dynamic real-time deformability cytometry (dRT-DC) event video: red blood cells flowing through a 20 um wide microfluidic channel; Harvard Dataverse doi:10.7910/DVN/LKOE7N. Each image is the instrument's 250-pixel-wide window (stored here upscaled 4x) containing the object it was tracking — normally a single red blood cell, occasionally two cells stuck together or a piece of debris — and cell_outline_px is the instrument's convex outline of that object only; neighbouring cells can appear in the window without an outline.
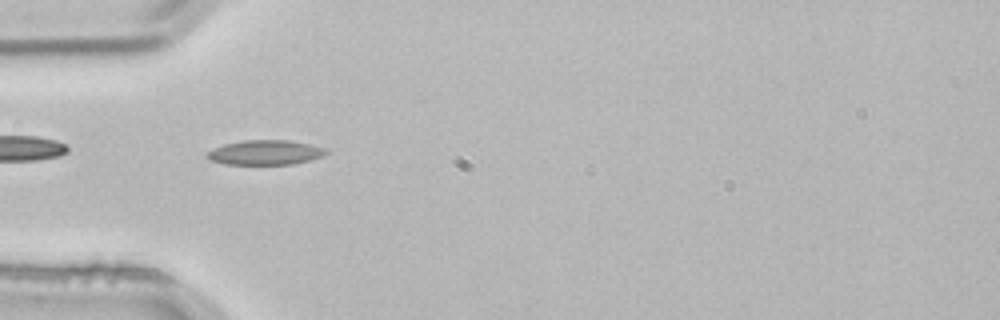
{"species": "common noctule bat (a hibernating species)", "species_latin": "Nyctalus noctula", "temperature_condition": "room temperature", "stored_images_in_passage": 3, "camera_frame_rate_fps": 3000, "um_per_image_px": 0.085, "animal": {"sex": "male", "body_mass_g": 21.5, "forearm_length_mm": 52.0}, "frame": {"image": 1, "passage_image": 2, "time_ms": 0.333, "image_size_px": [1000, 320], "cell_outline_px": [[328, 152], [324, 156], [292, 164], [224, 164], [212, 160], [204, 156], [212, 148], [224, 144], [244, 140], [288, 140], [308, 144], [324, 148]], "centroid_in_image_um": [22.51, 12.96], "position_along_channel_um": 62.5, "area_um2": 16.99}}